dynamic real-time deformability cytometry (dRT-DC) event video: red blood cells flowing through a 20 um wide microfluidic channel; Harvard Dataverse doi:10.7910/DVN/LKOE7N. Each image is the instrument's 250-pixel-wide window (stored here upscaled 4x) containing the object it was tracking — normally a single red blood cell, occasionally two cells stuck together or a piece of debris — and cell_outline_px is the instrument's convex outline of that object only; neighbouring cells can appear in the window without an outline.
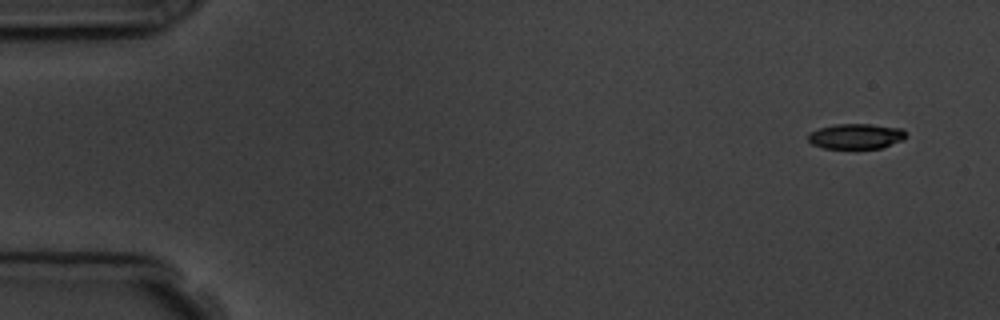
{"species": "common noctule bat (a hibernating species)", "species_latin": "Nyctalus noctula", "temperature_condition": "room temperature", "stored_images_in_passage": 11, "camera_frame_rate_fps": 3000, "um_per_image_px": 0.085, "animal": {"sex": "male", "body_mass_g": 19.5, "forearm_length_mm": 54.6}, "frame": {"image": 1, "passage_image": 1, "time_ms": 0.0, "image_size_px": [1000, 320], "cell_outline_px": [[904, 140], [880, 148], [824, 148], [812, 144], [808, 140], [808, 132], [820, 128], [836, 124], [872, 124], [904, 128]], "centroid_in_image_um": [72.76, 11.57], "position_along_channel_um": 12.2, "area_um2": 14.39}}
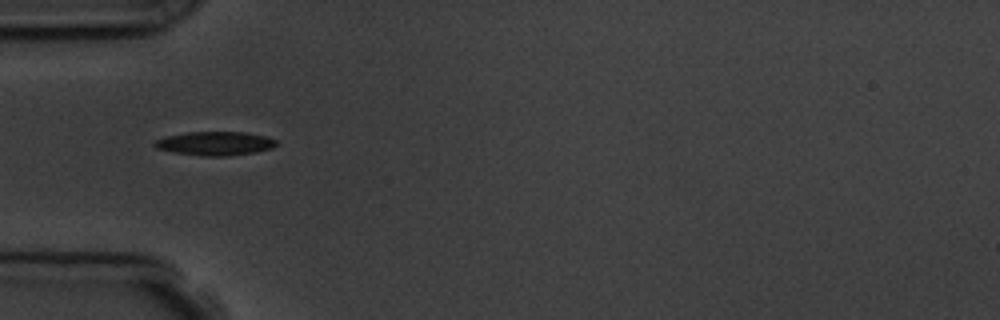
{"frame": {"image": 2, "passage_image": 5, "time_ms": 4.667, "image_size_px": [1000, 320], "cell_outline_px": [[276, 144], [272, 148], [256, 152], [228, 156], [204, 156], [176, 152], [156, 148], [152, 144], [156, 140], [168, 136], [188, 132], [244, 132], [268, 136], [276, 140]], "centroid_in_image_um": [18.32, 12.19], "position_along_channel_um": 66.7, "area_um2": 16.76}}
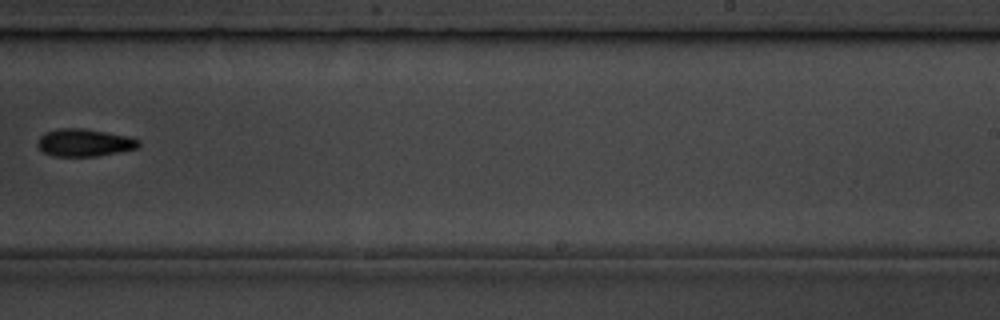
{"frame": {"image": 3, "passage_image": 10, "time_ms": 10.333, "image_size_px": [1000, 320], "cell_outline_px": [[140, 144], [136, 148], [96, 156], [56, 156], [44, 152], [36, 144], [40, 136], [44, 132], [60, 128], [84, 128], [128, 136], [140, 140]], "centroid_in_image_um": [7.15, 12.11], "position_along_channel_um": 281.9, "area_um2": 16.07}}